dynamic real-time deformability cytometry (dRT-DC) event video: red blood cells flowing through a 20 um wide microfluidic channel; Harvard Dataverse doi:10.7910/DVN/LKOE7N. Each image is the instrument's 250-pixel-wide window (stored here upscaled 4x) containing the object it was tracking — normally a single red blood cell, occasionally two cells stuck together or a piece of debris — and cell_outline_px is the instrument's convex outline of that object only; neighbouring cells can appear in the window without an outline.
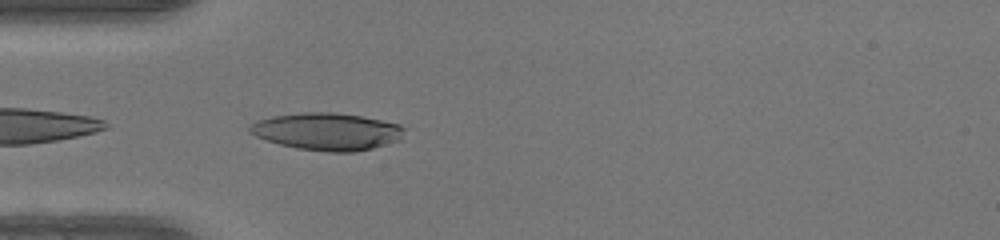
{"species": "human", "species_latin": "Homo sapiens", "temperature_condition": "warm", "stored_images_in_passage": 32, "camera_frame_rate_fps": 3000, "um_per_image_px": 0.085, "donor": {"sex": "female"}, "frame": {"image": 1, "passage_image": 1, "time_ms": 0.0, "image_size_px": [1000, 240], "cell_outline_px": [[404, 128], [400, 140], [372, 148], [356, 152], [328, 152], [296, 148], [280, 144], [256, 136], [248, 132], [248, 128], [256, 120], [272, 116], [304, 112], [332, 112], [360, 116], [400, 124]], "centroid_in_image_um": [27.78, 11.18], "position_along_channel_um": 57.2, "area_um2": 33.47}}
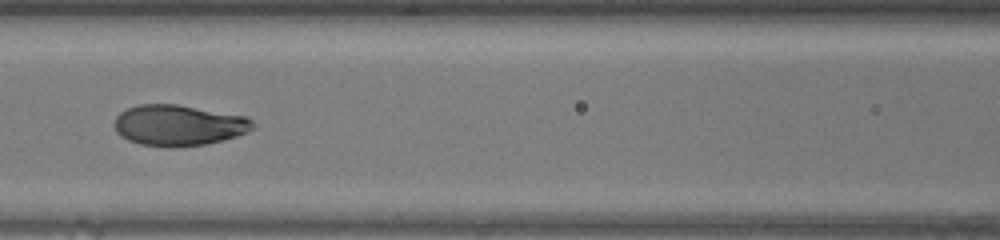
{"frame": {"image": 2, "passage_image": 8, "time_ms": 2.333, "image_size_px": [1000, 240], "cell_outline_px": [[256, 128], [248, 132], [236, 136], [204, 144], [172, 148], [168, 148], [140, 144], [128, 140], [116, 132], [112, 124], [116, 116], [120, 112], [128, 108], [140, 104], [176, 104], [244, 116], [252, 120], [256, 124]], "centroid_in_image_um": [15.16, 10.65], "position_along_channel_um": 151.4, "area_um2": 33.12}}
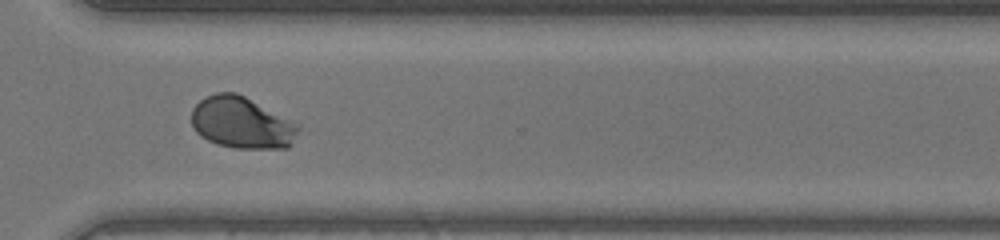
{"frame": {"image": 3, "passage_image": 22, "time_ms": 7.0, "image_size_px": [1000, 240], "cell_outline_px": [[300, 128], [292, 144], [288, 148], [236, 148], [216, 144], [200, 136], [192, 128], [192, 108], [204, 96], [216, 92], [236, 92], [296, 120], [300, 124]], "centroid_in_image_um": [20.58, 10.42], "position_along_channel_um": 350.0, "area_um2": 32.83}, "authors_computed_cell_mechanics": {"area_um2": 32.7148, "velocity_mm_per_s": 4.2414, "shape_relaxation_time_tau1_ms": 4.5138, "shape_relaxation_time_tau2_ms": null, "deformation_change_tau1": 0.2362, "deformation_change_tau2": null}}